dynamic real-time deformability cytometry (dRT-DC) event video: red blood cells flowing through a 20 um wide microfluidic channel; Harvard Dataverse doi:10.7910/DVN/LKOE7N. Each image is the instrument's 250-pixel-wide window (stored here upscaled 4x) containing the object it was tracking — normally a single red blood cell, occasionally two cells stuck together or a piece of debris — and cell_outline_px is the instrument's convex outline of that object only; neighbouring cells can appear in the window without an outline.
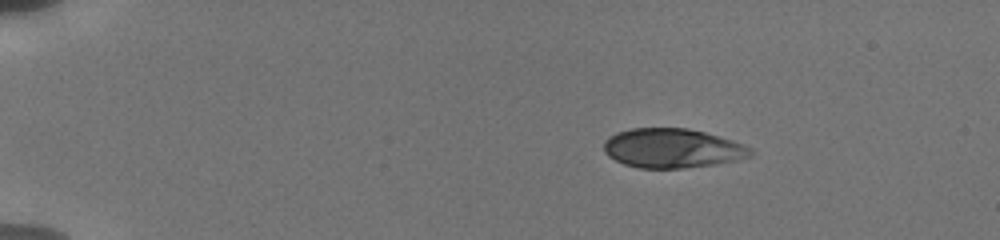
{"species": "human", "species_latin": "Homo sapiens", "temperature_condition": "cold", "stored_images_in_passage": 7, "camera_frame_rate_fps": 3000, "um_per_image_px": 0.085, "donor": {"sex": "male"}, "frame": {"image": 1, "passage_image": 3, "time_ms": 2.0, "image_size_px": [1000, 240], "cell_outline_px": [[756, 152], [752, 156], [736, 160], [712, 164], [684, 168], [640, 168], [624, 164], [608, 156], [604, 152], [604, 140], [608, 136], [616, 132], [632, 128], [688, 128], [704, 132], [732, 140], [744, 144], [752, 148]], "centroid_in_image_um": [57.15, 12.59], "position_along_channel_um": 27.9, "area_um2": 33.76}}
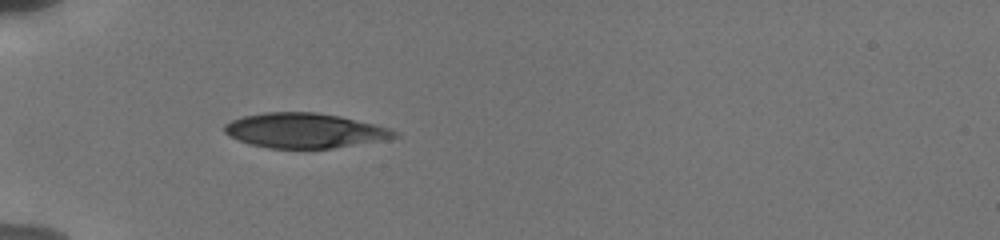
{"frame": {"image": 2, "passage_image": 6, "time_ms": 5.0, "image_size_px": [1000, 240], "cell_outline_px": [[400, 136], [388, 140], [332, 148], [268, 148], [248, 144], [228, 136], [224, 132], [224, 124], [232, 120], [244, 116], [264, 112], [316, 112], [340, 116], [376, 124], [392, 128], [400, 132]], "centroid_in_image_um": [25.95, 11.1], "position_along_channel_um": 59.0, "area_um2": 34.97}}